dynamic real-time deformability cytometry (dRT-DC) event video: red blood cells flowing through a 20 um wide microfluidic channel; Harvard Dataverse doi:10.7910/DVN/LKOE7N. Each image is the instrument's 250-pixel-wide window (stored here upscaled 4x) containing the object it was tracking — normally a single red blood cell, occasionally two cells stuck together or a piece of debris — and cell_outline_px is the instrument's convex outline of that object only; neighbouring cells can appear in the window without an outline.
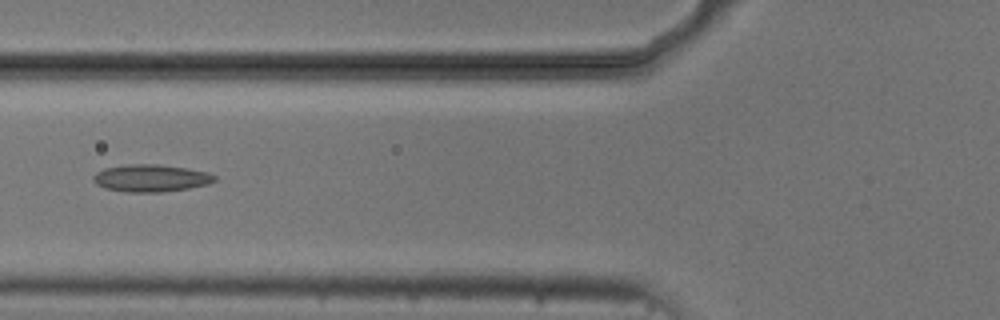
{"species": "common noctule bat (a hibernating species)", "species_latin": "Nyctalus noctula", "temperature_condition": "cold", "stored_images_in_passage": 4, "camera_frame_rate_fps": 3000, "um_per_image_px": 0.085, "animal": {"sex": "male", "body_mass_g": 20.5, "forearm_length_mm": 52.5}, "frame": {"image": 1, "passage_image": 3, "time_ms": 2.333, "image_size_px": [1000, 320], "cell_outline_px": [[216, 180], [208, 184], [188, 188], [160, 192], [124, 192], [104, 188], [96, 184], [92, 180], [92, 176], [96, 172], [104, 168], [124, 164], [160, 164], [188, 168], [208, 172], [216, 176]], "centroid_in_image_um": [12.79, 15.13], "position_along_channel_um": 113.0, "area_um2": 19.54}}
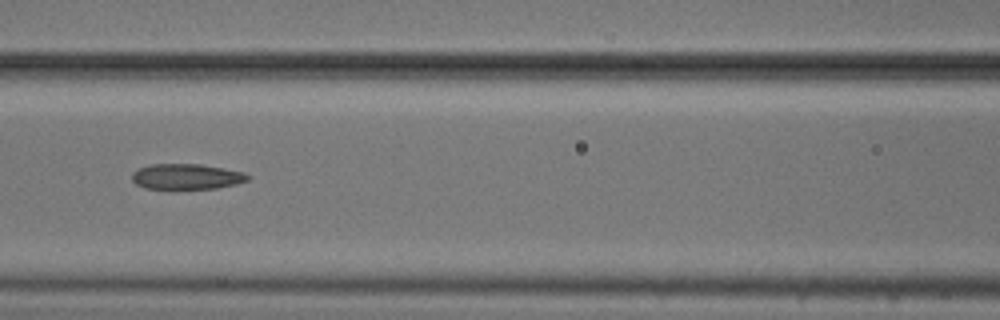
{"frame": {"image": 2, "passage_image": 4, "time_ms": 3.333, "image_size_px": [1000, 320], "cell_outline_px": [[252, 176], [248, 180], [236, 184], [216, 188], [144, 188], [136, 184], [132, 180], [132, 172], [148, 164], [200, 164], [224, 168], [244, 172]], "centroid_in_image_um": [15.87, 15.0], "position_along_channel_um": 150.7, "area_um2": 17.17}}